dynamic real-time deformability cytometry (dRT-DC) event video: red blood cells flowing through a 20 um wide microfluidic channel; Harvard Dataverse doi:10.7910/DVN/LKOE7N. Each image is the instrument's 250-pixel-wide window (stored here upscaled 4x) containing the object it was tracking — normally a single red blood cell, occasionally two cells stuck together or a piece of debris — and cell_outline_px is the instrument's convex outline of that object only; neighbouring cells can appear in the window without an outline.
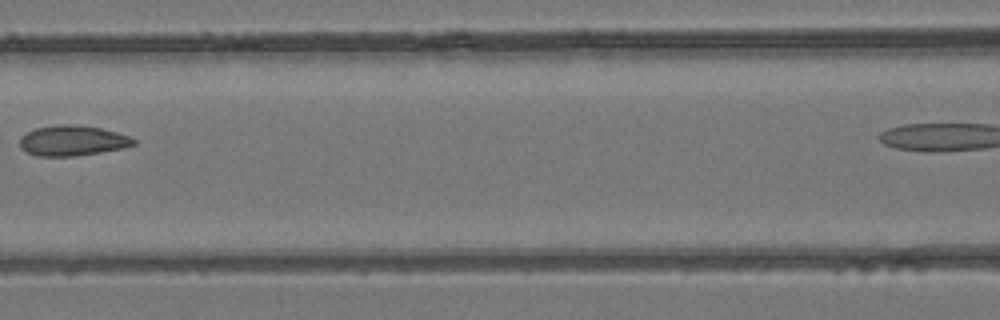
{"species": "common noctule bat (a hibernating species)", "species_latin": "Nyctalus noctula", "temperature_condition": "room temperature", "stored_images_in_passage": 6, "segment_of_instrument_passage": [1, 2], "camera_frame_rate_fps": 3000, "um_per_image_px": 0.085, "animal": {"sex": "female", "body_mass_g": 24.6, "forearm_length_mm": 56.2}, "frame": {"image": 1, "passage_image": 5, "time_ms": 5.667, "image_size_px": [1000, 320], "cell_outline_px": [[136, 144], [120, 148], [100, 152], [76, 156], [36, 156], [24, 152], [20, 148], [20, 136], [36, 128], [56, 124], [76, 124], [100, 128], [116, 132], [128, 136], [136, 140]], "centroid_in_image_um": [6.11, 11.95], "position_along_channel_um": 160.5, "area_um2": 20.17}}